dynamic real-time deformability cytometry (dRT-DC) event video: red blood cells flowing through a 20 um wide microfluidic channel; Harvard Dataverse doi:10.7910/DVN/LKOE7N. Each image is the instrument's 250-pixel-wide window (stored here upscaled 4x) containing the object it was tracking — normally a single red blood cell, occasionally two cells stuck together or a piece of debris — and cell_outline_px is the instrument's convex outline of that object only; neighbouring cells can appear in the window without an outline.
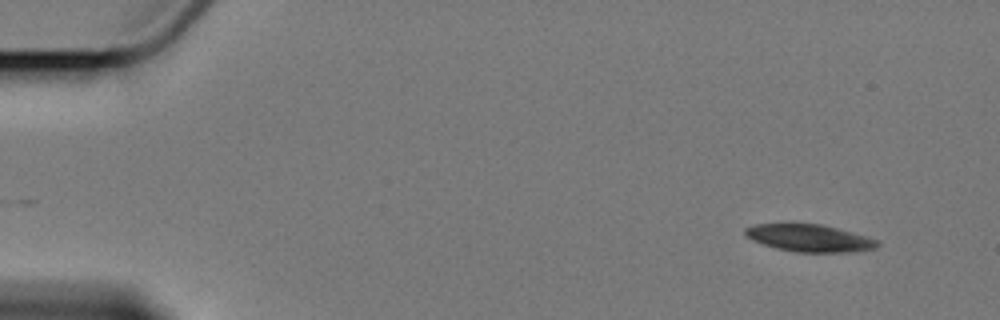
{"species": "Egyptian fruit bat (a non-hibernating species)", "species_latin": "Rousettus aegyptiacus", "temperature_condition": "cold", "stored_images_in_passage": 6, "camera_frame_rate_fps": 3000, "um_per_image_px": 0.085, "animal": {"sex": "female"}, "frame": {"image": 1, "passage_image": 1, "time_ms": 0.0, "image_size_px": [1000, 320], "cell_outline_px": [[880, 244], [876, 248], [856, 252], [796, 252], [776, 248], [752, 240], [744, 236], [744, 228], [756, 224], [820, 224], [836, 228], [864, 236], [876, 240]], "centroid_in_image_um": [68.77, 20.24], "position_along_channel_um": 16.2, "area_um2": 20.81}}
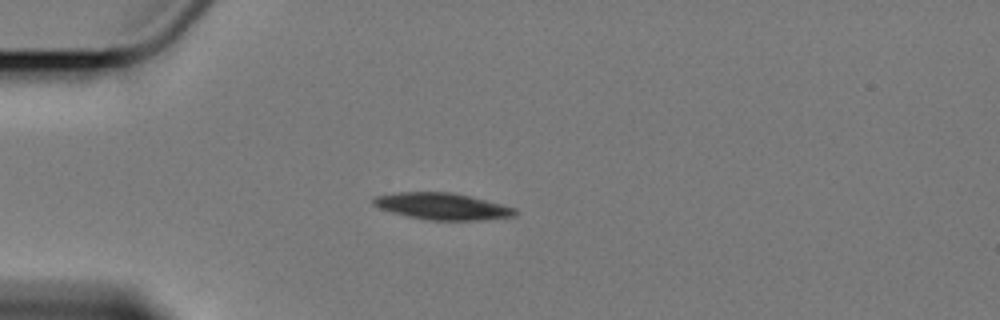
{"frame": {"image": 2, "passage_image": 4, "time_ms": 3.667, "image_size_px": [1000, 320], "cell_outline_px": [[516, 216], [480, 220], [428, 220], [408, 216], [392, 212], [380, 208], [372, 204], [372, 200], [376, 196], [400, 192], [452, 192], [516, 208]], "centroid_in_image_um": [37.58, 17.54], "position_along_channel_um": 47.4, "area_um2": 21.73}}
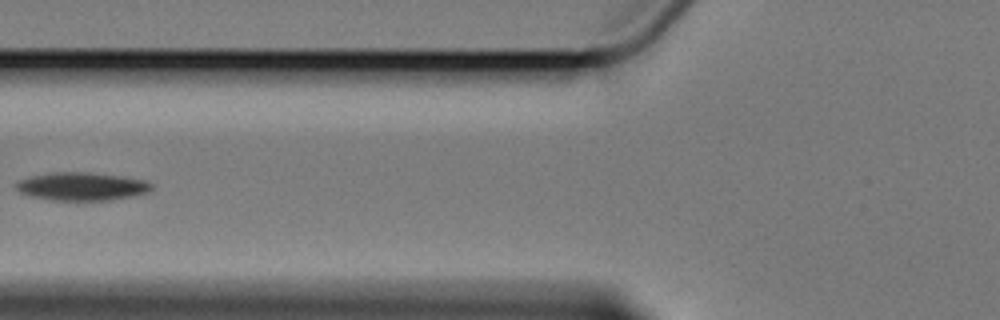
{"frame": {"image": 3, "passage_image": 6, "time_ms": 6.333, "image_size_px": [1000, 320], "cell_outline_px": [[152, 188], [148, 192], [132, 196], [108, 200], [48, 200], [28, 196], [20, 192], [16, 188], [16, 180], [32, 176], [56, 172], [88, 172], [124, 176], [144, 180], [152, 184]], "centroid_in_image_um": [6.92, 15.84], "position_along_channel_um": 118.9, "area_um2": 22.25}}